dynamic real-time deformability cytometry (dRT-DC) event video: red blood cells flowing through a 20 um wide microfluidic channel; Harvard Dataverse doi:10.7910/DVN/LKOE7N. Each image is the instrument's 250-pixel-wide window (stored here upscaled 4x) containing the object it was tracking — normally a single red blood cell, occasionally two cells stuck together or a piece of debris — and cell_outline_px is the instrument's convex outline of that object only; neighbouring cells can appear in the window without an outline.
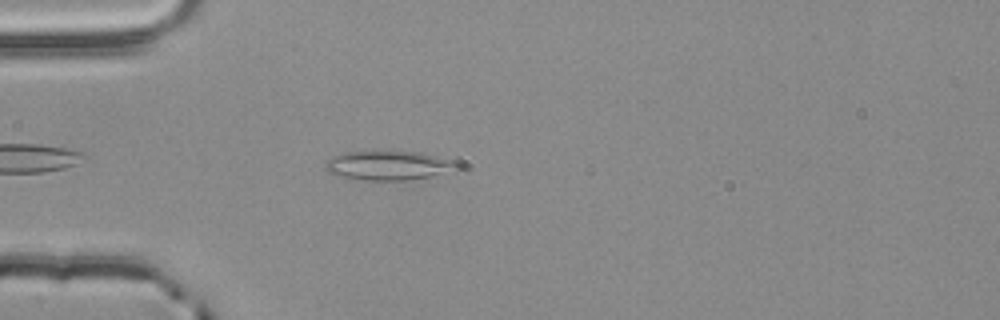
{"species": "common noctule bat (a hibernating species)", "species_latin": "Nyctalus noctula", "temperature_condition": "room temperature", "stored_images_in_passage": 3, "camera_frame_rate_fps": 3000, "um_per_image_px": 0.085, "animal": {"sex": "male", "body_mass_g": 20.4}, "frame": {"image": 1, "passage_image": 3, "time_ms": 0.667, "image_size_px": [1000, 320], "cell_outline_px": [[460, 164], [456, 168], [428, 176], [408, 180], [364, 180], [340, 176], [328, 172], [324, 168], [324, 164], [332, 156], [344, 152], [420, 152], [452, 160]], "centroid_in_image_um": [32.94, 14.06], "position_along_channel_um": 52.1, "area_um2": 21.91}}